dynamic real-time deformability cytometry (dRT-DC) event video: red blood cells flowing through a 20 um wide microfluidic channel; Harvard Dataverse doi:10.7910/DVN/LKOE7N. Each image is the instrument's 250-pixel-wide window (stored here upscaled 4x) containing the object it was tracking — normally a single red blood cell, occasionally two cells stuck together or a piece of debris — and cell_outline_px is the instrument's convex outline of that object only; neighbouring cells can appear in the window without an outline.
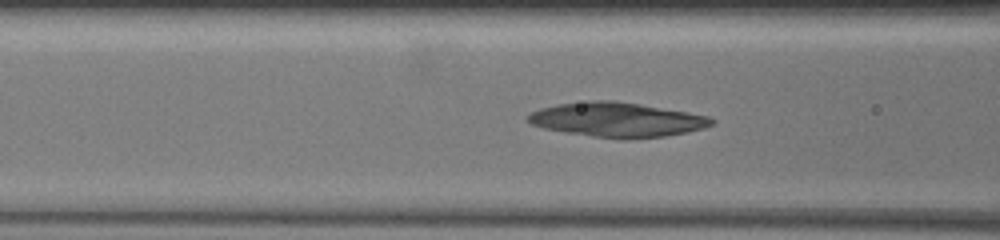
{"species": "common noctule bat (a hibernating species)", "species_latin": "Nyctalus noctula", "temperature_condition": "warm", "stored_images_in_passage": 51, "camera_frame_rate_fps": 3000, "um_per_image_px": 0.085, "animal": {"sex": "female", "body_mass_g": 19.5, "forearm_length_mm": 54.1}, "frame": {"image": 1, "passage_image": 12, "time_ms": 2.0, "image_size_px": [1000, 240], "cell_outline_px": [[716, 120], [712, 124], [704, 128], [688, 132], [664, 136], [632, 140], [624, 140], [592, 136], [564, 132], [544, 128], [532, 124], [524, 120], [524, 116], [532, 112], [544, 108], [560, 104], [636, 104], [708, 116]], "centroid_in_image_um": [52.48, 10.26], "position_along_channel_um": 114.1, "area_um2": 35.32}}
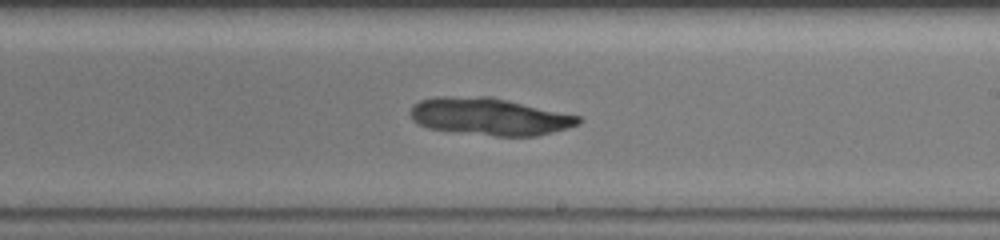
{"frame": {"image": 2, "passage_image": 29, "time_ms": 5.333, "image_size_px": [1000, 240], "cell_outline_px": [[580, 124], [568, 128], [536, 136], [496, 136], [428, 128], [416, 124], [412, 120], [412, 108], [420, 100], [484, 96], [504, 100], [580, 116]], "centroid_in_image_um": [41.66, 9.94], "position_along_channel_um": 247.3, "area_um2": 35.26}}
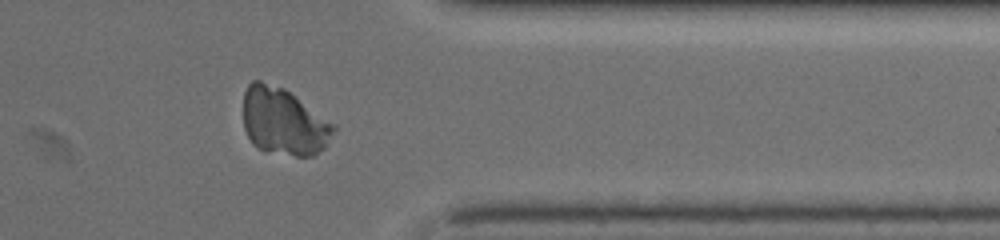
{"frame": {"image": 3, "passage_image": 47, "time_ms": 9.0, "image_size_px": [1000, 240], "cell_outline_px": [[340, 128], [324, 148], [312, 156], [296, 156], [264, 152], [256, 148], [252, 144], [244, 128], [244, 92], [248, 84], [252, 80], [260, 80], [284, 88], [336, 124]], "centroid_in_image_um": [24.14, 10.35], "position_along_channel_um": 387.3, "area_um2": 35.95}}